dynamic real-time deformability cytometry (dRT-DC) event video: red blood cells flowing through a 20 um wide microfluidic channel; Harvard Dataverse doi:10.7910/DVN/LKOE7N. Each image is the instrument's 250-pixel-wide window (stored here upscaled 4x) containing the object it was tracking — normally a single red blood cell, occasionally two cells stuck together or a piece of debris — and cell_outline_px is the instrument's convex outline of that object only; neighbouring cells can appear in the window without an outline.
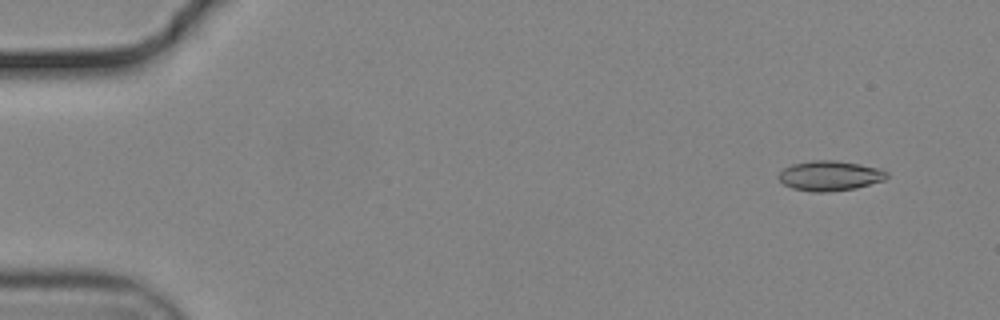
{"species": "common noctule bat (a hibernating species)", "species_latin": "Nyctalus noctula", "temperature_condition": "cold", "stored_images_in_passage": 56, "camera_frame_rate_fps": 3000, "um_per_image_px": 0.085, "animal": {"sex": "male", "body_mass_g": 19.2, "forearm_length_mm": 51.8}, "frame": {"image": 1, "passage_image": 5, "time_ms": 1.333, "image_size_px": [1000, 320], "cell_outline_px": [[888, 176], [884, 180], [856, 188], [828, 192], [812, 192], [792, 188], [784, 184], [776, 176], [784, 168], [792, 164], [812, 160], [836, 160], [860, 164], [880, 168], [888, 172]], "centroid_in_image_um": [70.54, 14.93], "position_along_channel_um": 14.5, "area_um2": 19.02}}
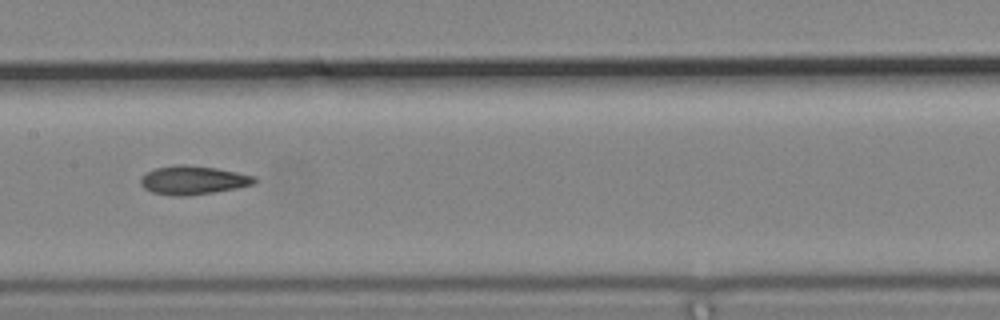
{"frame": {"image": 2, "passage_image": 29, "time_ms": 9.333, "image_size_px": [1000, 320], "cell_outline_px": [[256, 184], [236, 188], [212, 192], [184, 196], [176, 196], [152, 192], [144, 188], [140, 184], [140, 176], [156, 168], [176, 164], [184, 164], [216, 168], [256, 176]], "centroid_in_image_um": [16.4, 15.3], "position_along_channel_um": 191.0, "area_um2": 18.96}}
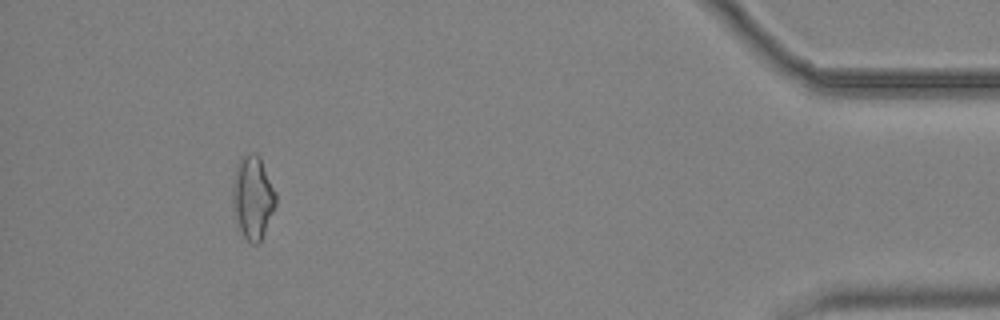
{"frame": {"image": 3, "passage_image": 52, "time_ms": 17.0, "image_size_px": [1000, 320], "cell_outline_px": [[276, 204], [264, 232], [260, 240], [256, 244], [252, 244], [244, 236], [240, 228], [232, 208], [232, 184], [236, 164], [248, 152], [256, 152], [260, 156], [276, 192]], "centroid_in_image_um": [21.48, 16.72], "position_along_channel_um": 413.7, "area_um2": 20.87}, "authors_computed_cell_mechanics": {"area_um2": 18.9295, "velocity_mm_per_s": 3.7161, "shape_relaxation_time_tau1_ms": null, "shape_relaxation_time_tau2_ms": 4.0267, "deformation_change_tau1": null, "deformation_change_tau2": 0.1119}}